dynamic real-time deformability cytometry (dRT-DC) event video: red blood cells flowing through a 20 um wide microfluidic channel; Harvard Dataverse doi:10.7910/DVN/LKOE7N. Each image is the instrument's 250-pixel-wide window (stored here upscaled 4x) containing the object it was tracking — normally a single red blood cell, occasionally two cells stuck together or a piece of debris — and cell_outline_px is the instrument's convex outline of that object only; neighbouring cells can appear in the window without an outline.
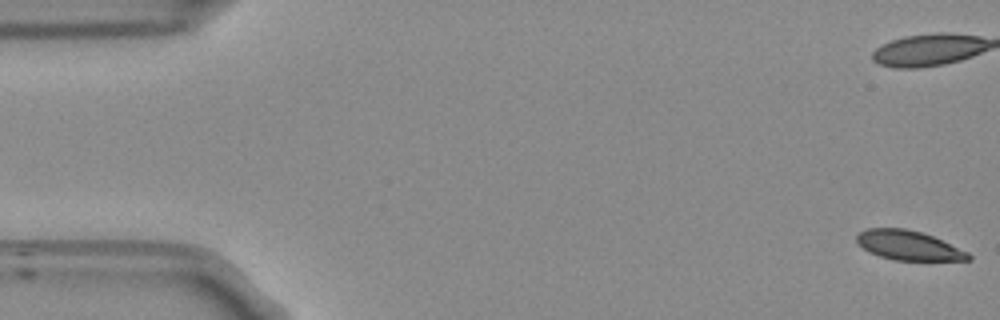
{"species": "Egyptian fruit bat (a non-hibernating species)", "species_latin": "Rousettus aegyptiacus", "temperature_condition": "room temperature", "stored_images_in_passage": 53, "camera_frame_rate_fps": 3000, "um_per_image_px": 0.085, "frame": {"image": 1, "passage_image": 1, "time_ms": 0.0, "image_size_px": [1000, 320], "cell_outline_px": [[972, 260], [896, 260], [880, 256], [868, 252], [856, 240], [856, 236], [860, 232], [868, 228], [904, 228], [920, 232], [932, 236], [968, 252], [972, 256]], "centroid_in_image_um": [77.22, 20.86], "position_along_channel_um": 7.8, "area_um2": 18.9}}